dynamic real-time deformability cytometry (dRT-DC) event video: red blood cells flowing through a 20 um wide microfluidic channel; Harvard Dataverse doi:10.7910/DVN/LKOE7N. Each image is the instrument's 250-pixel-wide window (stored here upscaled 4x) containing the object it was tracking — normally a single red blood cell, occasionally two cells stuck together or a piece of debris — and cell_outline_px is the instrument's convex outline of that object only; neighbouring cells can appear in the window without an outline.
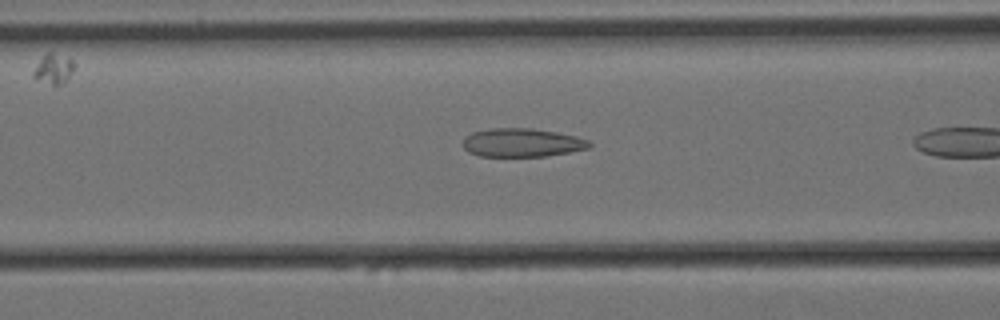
{"species": "Egyptian fruit bat (a non-hibernating species)", "species_latin": "Rousettus aegyptiacus", "temperature_condition": "cold", "stored_images_in_passage": 8, "camera_frame_rate_fps": 3000, "um_per_image_px": 0.085, "animal": {"sex": "female"}, "frame": {"image": 1, "passage_image": 7, "time_ms": 2.0, "image_size_px": [1000, 320], "cell_outline_px": [[592, 144], [588, 148], [548, 156], [480, 156], [468, 152], [464, 148], [464, 136], [472, 132], [488, 128], [532, 128], [556, 132], [576, 136], [588, 140]], "centroid_in_image_um": [44.35, 12.12], "position_along_channel_um": 122.3, "area_um2": 21.04}}